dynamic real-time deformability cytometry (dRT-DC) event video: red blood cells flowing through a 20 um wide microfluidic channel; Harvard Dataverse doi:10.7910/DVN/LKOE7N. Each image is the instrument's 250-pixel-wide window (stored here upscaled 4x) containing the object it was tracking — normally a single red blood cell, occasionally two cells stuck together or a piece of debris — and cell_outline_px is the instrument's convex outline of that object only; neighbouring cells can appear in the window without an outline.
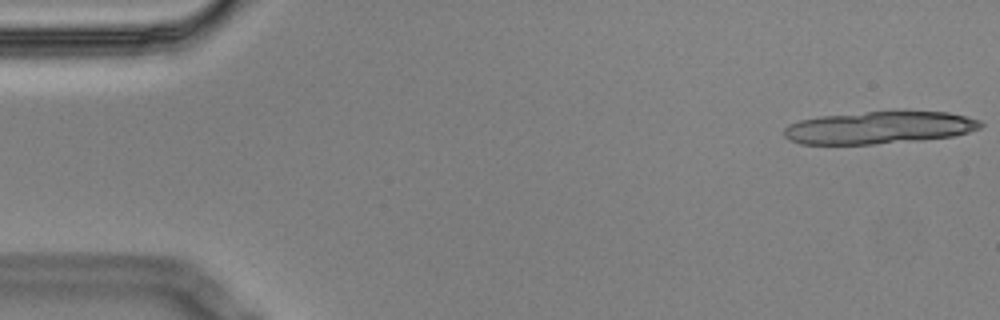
{"species": "Egyptian fruit bat (a non-hibernating species)", "species_latin": "Rousettus aegyptiacus", "temperature_condition": "cold", "stored_images_in_passage": 13, "segment_of_instrument_passage": [1, 2], "camera_frame_rate_fps": 3000, "um_per_image_px": 0.085, "animal": {"sex": "male"}, "frame": {"image": 1, "passage_image": 1, "time_ms": 0.0, "image_size_px": [1000, 320], "cell_outline_px": [[984, 124], [980, 128], [968, 132], [952, 136], [920, 140], [872, 144], [800, 144], [788, 140], [784, 136], [784, 128], [788, 124], [800, 120], [820, 116], [904, 108], [948, 112], [980, 120]], "centroid_in_image_um": [74.76, 10.81], "position_along_channel_um": 10.2, "area_um2": 38.21}}